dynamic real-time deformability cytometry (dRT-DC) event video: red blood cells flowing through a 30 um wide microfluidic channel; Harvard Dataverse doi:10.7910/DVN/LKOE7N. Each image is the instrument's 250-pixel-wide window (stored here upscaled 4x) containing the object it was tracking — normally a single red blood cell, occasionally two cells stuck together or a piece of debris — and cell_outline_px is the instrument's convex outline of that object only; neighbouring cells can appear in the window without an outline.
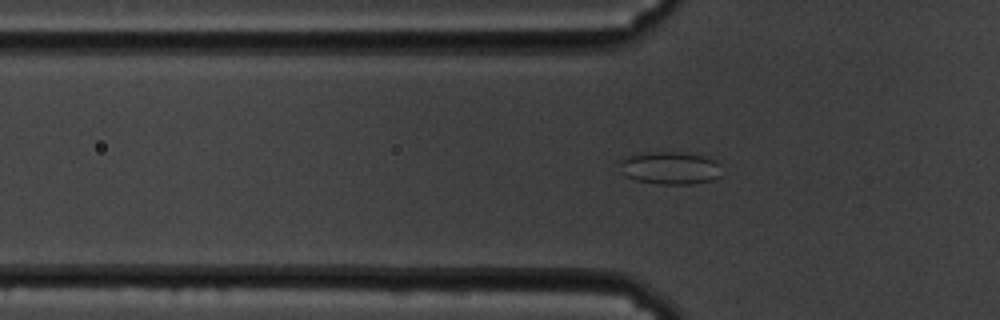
{"species": "common noctule bat (a hibernating species)", "species_latin": "Nyctalus noctula", "temperature_condition": "cold", "stored_images_in_passage": 53, "camera_frame_rate_fps": 3000, "um_per_image_px": 0.085, "animal": {"sex": "male", "body_mass_g": 19.5, "forearm_length_mm": 54.6}, "frame": {"image": 1, "passage_image": 19, "time_ms": 6.0, "image_size_px": [1000, 320], "cell_outline_px": [[720, 176], [712, 180], [692, 184], [660, 184], [636, 180], [620, 172], [616, 160], [624, 156], [648, 152], [684, 152], [704, 156], [716, 160], [720, 164]], "centroid_in_image_um": [56.91, 14.26], "position_along_channel_um": 68.9, "area_um2": 19.83}}
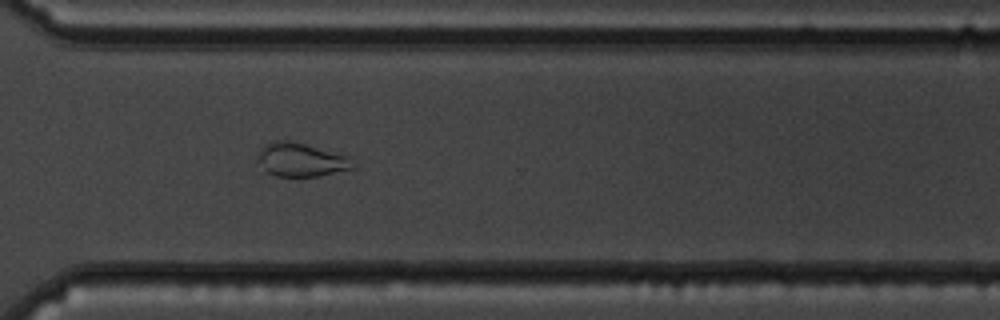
{"frame": {"image": 2, "passage_image": 43, "time_ms": 14.0, "image_size_px": [1000, 320], "cell_outline_px": [[356, 168], [320, 176], [276, 176], [264, 172], [256, 160], [256, 156], [260, 148], [272, 140], [288, 140], [304, 144], [348, 156]], "centroid_in_image_um": [25.52, 13.59], "position_along_channel_um": 345.1, "area_um2": 18.84}}
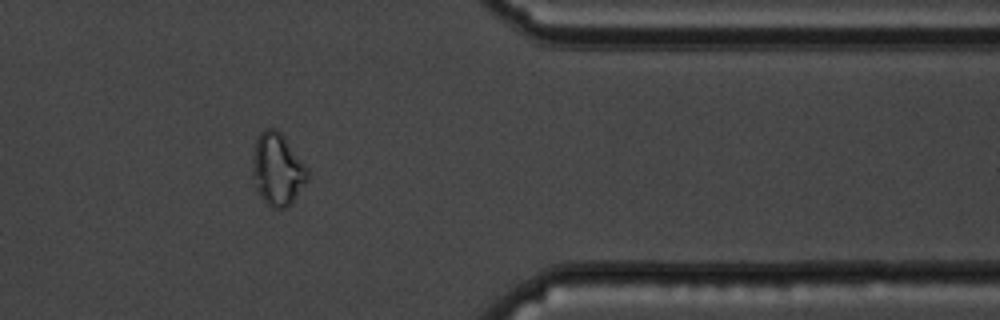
{"frame": {"image": 3, "passage_image": 48, "time_ms": 15.667, "image_size_px": [1000, 320], "cell_outline_px": [[308, 180], [292, 204], [288, 208], [272, 208], [264, 204], [256, 192], [252, 176], [252, 156], [256, 140], [260, 132], [264, 128], [272, 128], [280, 132], [284, 136], [308, 168]], "centroid_in_image_um": [23.56, 14.44], "position_along_channel_um": 387.8, "area_um2": 23.76}, "authors_computed_cell_mechanics": {"area_um2": 21.2126, "velocity_mm_per_s": 3.461, "shape_relaxation_time_tau1_ms": null, "shape_relaxation_time_tau2_ms": 1.9446, "deformation_change_tau1": null, "deformation_change_tau2": 0.067}}